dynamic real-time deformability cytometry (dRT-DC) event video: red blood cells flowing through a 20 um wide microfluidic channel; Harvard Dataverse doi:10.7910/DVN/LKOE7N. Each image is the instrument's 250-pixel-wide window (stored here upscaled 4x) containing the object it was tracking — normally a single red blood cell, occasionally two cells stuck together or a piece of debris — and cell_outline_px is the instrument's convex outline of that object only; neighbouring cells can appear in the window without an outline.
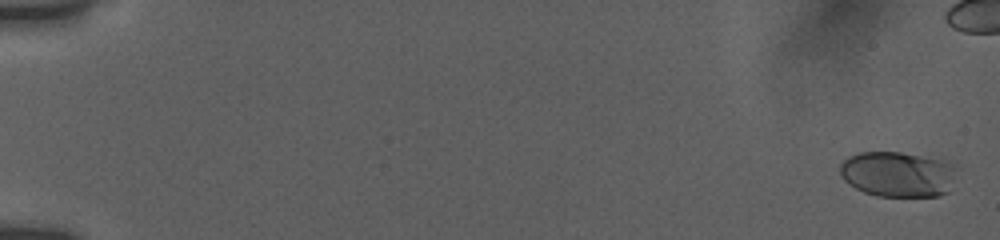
{"species": "human", "species_latin": "Homo sapiens", "temperature_condition": "room temperature", "stored_images_in_passage": 25, "camera_frame_rate_fps": 3000, "um_per_image_px": 0.085, "donor": {"sex": "female"}, "frame": {"image": 1, "passage_image": 1, "time_ms": 0.0, "image_size_px": [1000, 240], "cell_outline_px": [[960, 168], [948, 192], [936, 196], [876, 196], [864, 192], [856, 188], [844, 180], [840, 172], [840, 164], [848, 156], [860, 152], [900, 152], [940, 160], [956, 164]], "centroid_in_image_um": [76.35, 14.8], "position_along_channel_um": 8.6, "area_um2": 31.1}}
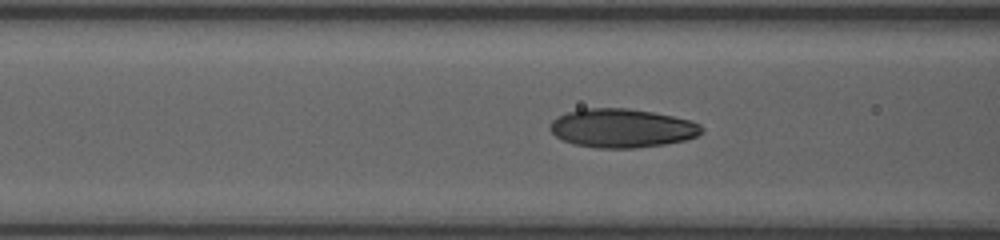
{"frame": {"image": 2, "passage_image": 19, "time_ms": 7.667, "image_size_px": [1000, 240], "cell_outline_px": [[704, 132], [696, 136], [684, 140], [664, 144], [636, 148], [596, 148], [572, 144], [556, 136], [548, 128], [548, 124], [556, 116], [568, 112], [584, 108], [628, 108], [652, 112], [672, 116], [688, 120], [700, 124], [704, 128]], "centroid_in_image_um": [52.83, 10.89], "position_along_channel_um": 113.8, "area_um2": 34.39}}
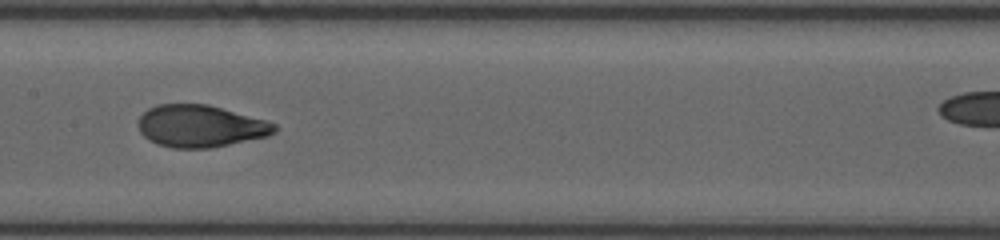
{"frame": {"image": 3, "passage_image": 24, "time_ms": 9.667, "image_size_px": [1000, 240], "cell_outline_px": [[276, 132], [268, 136], [212, 148], [172, 148], [156, 144], [148, 140], [140, 132], [136, 124], [140, 116], [148, 108], [156, 104], [208, 104], [268, 120], [276, 124]], "centroid_in_image_um": [17.02, 10.72], "position_along_channel_um": 190.4, "area_um2": 33.87}}